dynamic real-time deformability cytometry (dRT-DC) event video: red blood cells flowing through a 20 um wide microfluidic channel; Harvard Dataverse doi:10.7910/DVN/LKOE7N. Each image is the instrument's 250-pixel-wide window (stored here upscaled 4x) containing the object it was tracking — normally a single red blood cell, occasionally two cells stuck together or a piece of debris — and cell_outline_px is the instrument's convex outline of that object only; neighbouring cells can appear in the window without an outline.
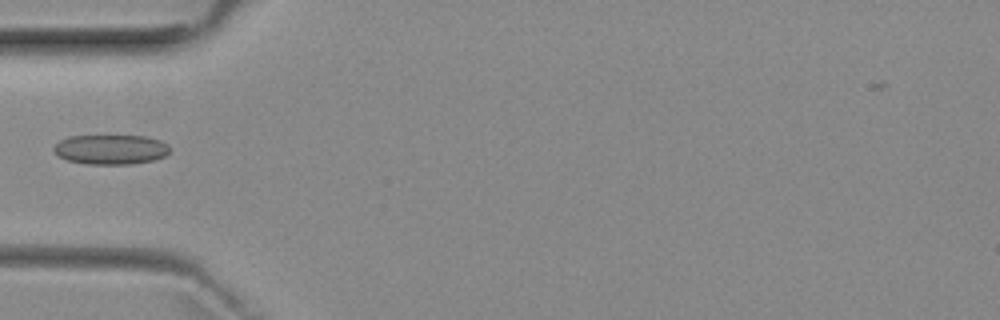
{"species": "common noctule bat (a hibernating species)", "species_latin": "Nyctalus noctula", "temperature_condition": "room temperature", "stored_images_in_passage": 1, "camera_frame_rate_fps": 3000, "um_per_image_px": 0.085, "animal": {"sex": "female", "body_mass_g": 29.2, "forearm_length_mm": 56.3}, "frame": {"image": 1, "passage_image": 1, "time_ms": 0.0, "image_size_px": [1000, 320], "cell_outline_px": [[168, 152], [164, 156], [152, 160], [128, 164], [88, 164], [68, 160], [60, 156], [52, 148], [60, 140], [68, 136], [144, 136], [160, 140], [168, 144]], "centroid_in_image_um": [9.4, 12.69], "position_along_channel_um": 75.6, "area_um2": 19.83}}